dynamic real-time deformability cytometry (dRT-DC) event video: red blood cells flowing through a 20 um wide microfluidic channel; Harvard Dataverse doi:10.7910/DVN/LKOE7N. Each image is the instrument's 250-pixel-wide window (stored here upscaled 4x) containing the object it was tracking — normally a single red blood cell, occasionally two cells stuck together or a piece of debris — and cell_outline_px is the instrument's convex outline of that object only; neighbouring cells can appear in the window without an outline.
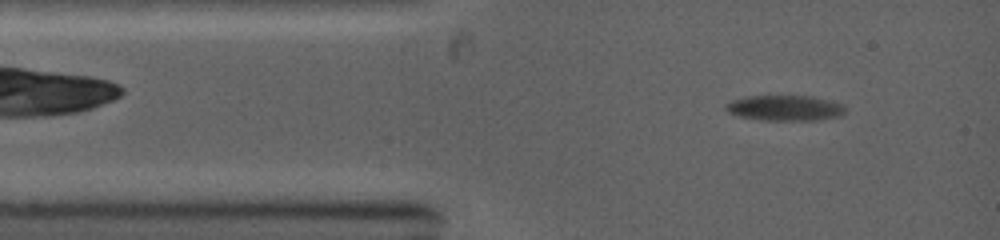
{"species": "common noctule bat (a hibernating species)", "species_latin": "Nyctalus noctula", "temperature_condition": "warm", "stored_images_in_passage": 9, "camera_frame_rate_fps": 5000, "um_per_image_px": 0.085, "animal": {"sex": "female", "body_mass_g": 19.0, "forearm_length_mm": 53.3}, "frame": {"image": 1, "passage_image": 3, "time_ms": 1.0, "image_size_px": [1000, 240], "cell_outline_px": [[844, 112], [840, 116], [816, 120], [764, 120], [736, 116], [728, 112], [724, 108], [724, 104], [728, 100], [748, 96], [812, 96], [844, 104]], "centroid_in_image_um": [66.65, 9.17], "position_along_channel_um": 18.3, "area_um2": 17.86}}
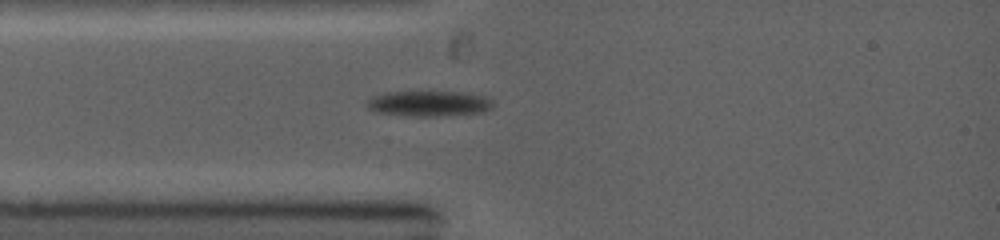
{"frame": {"image": 2, "passage_image": 6, "time_ms": 2.4, "image_size_px": [1000, 240], "cell_outline_px": [[492, 108], [484, 112], [436, 116], [408, 116], [376, 112], [368, 108], [364, 104], [372, 96], [384, 92], [460, 92], [488, 96], [492, 100]], "centroid_in_image_um": [36.44, 8.8], "position_along_channel_um": 48.6, "area_um2": 18.84}}